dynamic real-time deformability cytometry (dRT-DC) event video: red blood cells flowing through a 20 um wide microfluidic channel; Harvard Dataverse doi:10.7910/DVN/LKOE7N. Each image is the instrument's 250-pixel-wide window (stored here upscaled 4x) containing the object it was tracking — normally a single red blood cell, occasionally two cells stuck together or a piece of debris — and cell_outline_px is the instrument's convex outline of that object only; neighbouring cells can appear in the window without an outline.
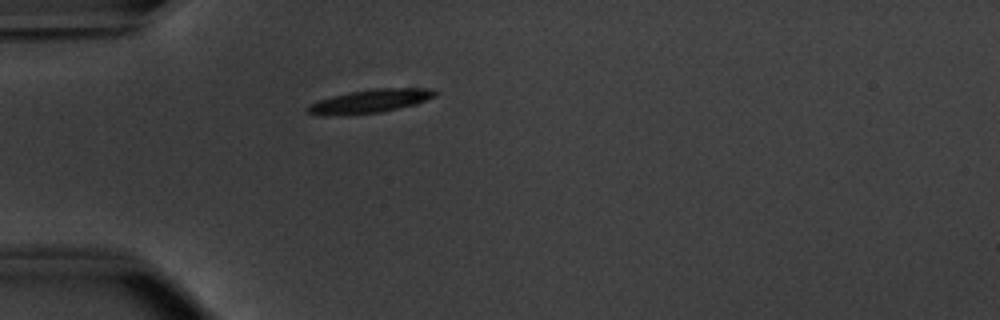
{"species": "common noctule bat (a hibernating species)", "species_latin": "Nyctalus noctula", "temperature_condition": "warm", "stored_images_in_passage": 39, "camera_frame_rate_fps": 3000, "um_per_image_px": 0.085, "animal": {"sex": "male", "body_mass_g": 20.1, "forearm_length_mm": 53.5}, "frame": {"image": 1, "passage_image": 1, "time_ms": 0.0, "image_size_px": [1000, 320], "cell_outline_px": [[440, 92], [436, 96], [416, 104], [380, 112], [324, 116], [308, 112], [304, 108], [308, 104], [332, 96], [352, 92], [376, 88], [436, 88]], "centroid_in_image_um": [31.51, 8.59], "position_along_channel_um": 53.5, "area_um2": 17.4}}
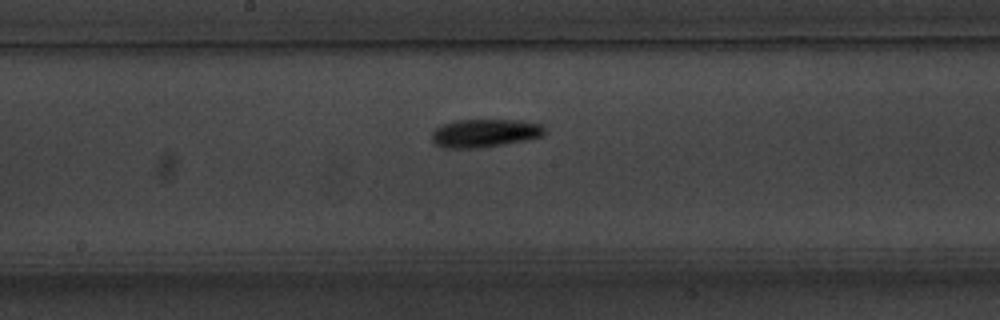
{"frame": {"image": 2, "passage_image": 14, "time_ms": 4.333, "image_size_px": [1000, 320], "cell_outline_px": [[544, 136], [528, 140], [480, 148], [444, 148], [436, 144], [432, 140], [432, 132], [440, 124], [456, 120], [520, 120], [540, 124], [544, 128]], "centroid_in_image_um": [41.2, 11.32], "position_along_channel_um": 207.0, "area_um2": 18.67}}
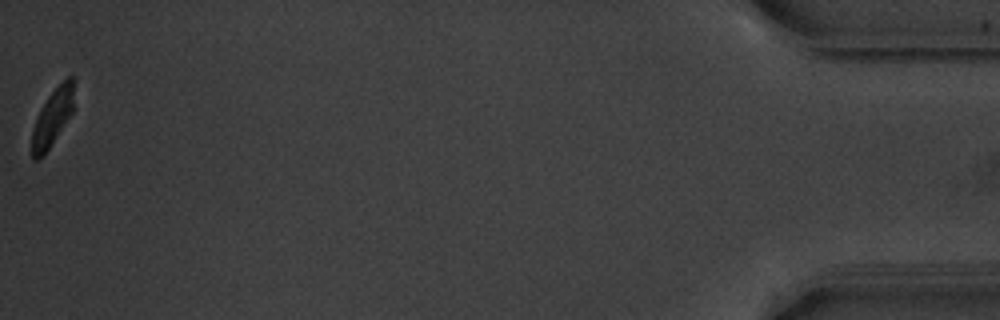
{"frame": {"image": 3, "passage_image": 39, "time_ms": 12.667, "image_size_px": [1000, 320], "cell_outline_px": [[76, 80], [72, 112], [44, 156], [36, 160], [32, 160], [32, 128], [36, 116], [40, 108], [48, 96], [68, 76], [76, 76]], "centroid_in_image_um": [4.47, 9.95], "position_along_channel_um": 430.7, "area_um2": 14.16}, "authors_computed_cell_mechanics": {"area_um2": 16.9354, "velocity_mm_per_s": 3.7691, "shape_relaxation_time_tau1_ms": 2.5584, "shape_relaxation_time_tau2_ms": null, "deformation_change_tau1": 0.1223, "deformation_change_tau2": null}}